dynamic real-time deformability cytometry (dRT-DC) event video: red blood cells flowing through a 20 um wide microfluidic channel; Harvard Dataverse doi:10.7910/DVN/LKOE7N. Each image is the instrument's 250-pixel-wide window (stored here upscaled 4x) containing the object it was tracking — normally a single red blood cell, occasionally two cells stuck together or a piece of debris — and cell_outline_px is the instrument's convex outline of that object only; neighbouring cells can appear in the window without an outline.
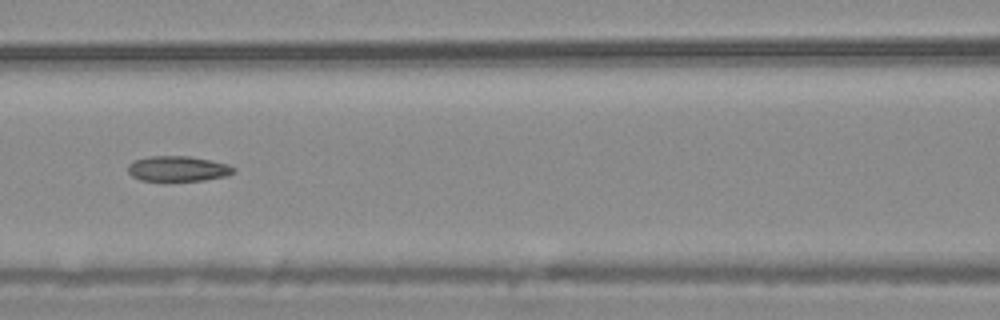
{"species": "common noctule bat (a hibernating species)", "species_latin": "Nyctalus noctula", "temperature_condition": "warm", "stored_images_in_passage": 43, "camera_frame_rate_fps": 3000, "um_per_image_px": 0.085, "animal": {"sex": "male", "body_mass_g": 20.4}, "frame": {"image": 1, "passage_image": 13, "time_ms": 4.0, "image_size_px": [1000, 320], "cell_outline_px": [[236, 168], [232, 172], [224, 176], [204, 180], [140, 180], [132, 176], [128, 172], [128, 164], [132, 160], [152, 156], [188, 156], [228, 164]], "centroid_in_image_um": [15.07, 14.33], "position_along_channel_um": 151.5, "area_um2": 15.32}}
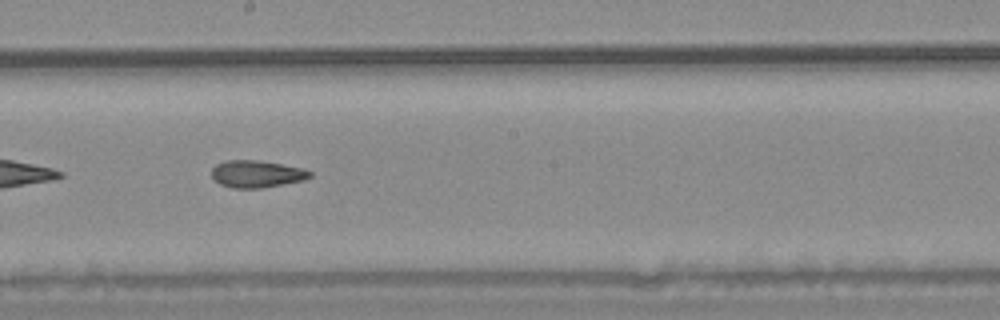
{"frame": {"image": 2, "passage_image": 19, "time_ms": 6.0, "image_size_px": [1000, 320], "cell_outline_px": [[312, 176], [304, 180], [260, 188], [232, 188], [220, 184], [212, 176], [212, 168], [216, 164], [224, 160], [256, 160], [304, 168], [312, 172]], "centroid_in_image_um": [21.82, 14.78], "position_along_channel_um": 226.4, "area_um2": 15.49}, "authors_computed_cell_mechanics": {"area_um2": 16.0106, "velocity_mm_per_s": 3.7508, "shape_relaxation_time_tau1_ms": null, "shape_relaxation_time_tau2_ms": 4.9278, "deformation_change_tau1": null, "deformation_change_tau2": 0.1336}}